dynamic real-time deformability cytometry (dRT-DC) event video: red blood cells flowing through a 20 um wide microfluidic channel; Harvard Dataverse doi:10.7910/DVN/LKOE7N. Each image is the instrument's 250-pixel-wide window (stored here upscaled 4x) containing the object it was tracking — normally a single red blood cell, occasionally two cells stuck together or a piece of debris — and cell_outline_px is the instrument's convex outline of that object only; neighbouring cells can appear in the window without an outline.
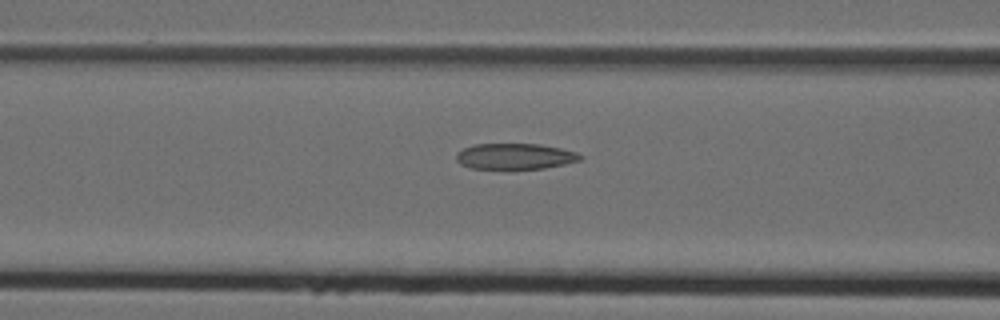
{"species": "Egyptian fruit bat (a non-hibernating species)", "species_latin": "Rousettus aegyptiacus", "temperature_condition": "cold", "stored_images_in_passage": 17, "camera_frame_rate_fps": 3000, "um_per_image_px": 0.085, "animal": {"sex": "female"}, "frame": {"image": 1, "passage_image": 15, "time_ms": 4.667, "image_size_px": [1000, 320], "cell_outline_px": [[584, 156], [580, 160], [564, 164], [544, 168], [472, 168], [460, 164], [456, 160], [456, 152], [464, 148], [476, 144], [540, 144], [560, 148], [576, 152]], "centroid_in_image_um": [43.77, 13.28], "position_along_channel_um": 122.8, "area_um2": 18.5}}